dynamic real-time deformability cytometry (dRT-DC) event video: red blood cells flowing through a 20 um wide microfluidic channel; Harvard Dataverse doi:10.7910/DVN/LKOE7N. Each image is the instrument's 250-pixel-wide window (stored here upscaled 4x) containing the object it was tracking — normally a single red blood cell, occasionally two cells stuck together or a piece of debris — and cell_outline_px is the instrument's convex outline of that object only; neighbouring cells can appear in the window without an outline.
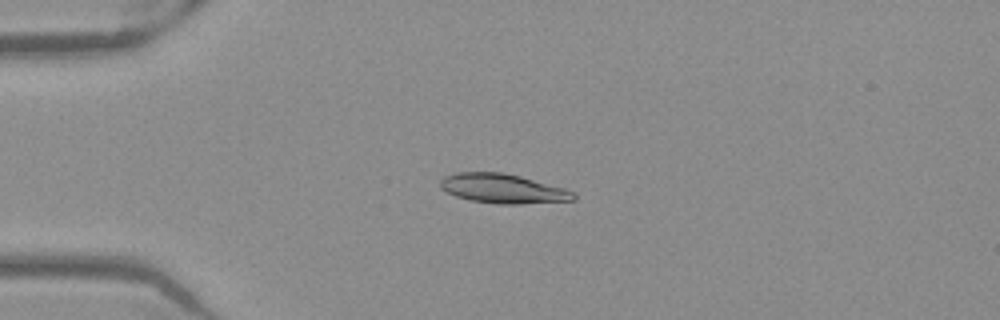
{"species": "Egyptian fruit bat (a non-hibernating species)", "species_latin": "Rousettus aegyptiacus", "temperature_condition": "warm", "stored_images_in_passage": 42, "camera_frame_rate_fps": 3000, "um_per_image_px": 0.085, "frame": {"image": 1, "passage_image": 9, "time_ms": 2.667, "image_size_px": [1000, 320], "cell_outline_px": [[576, 200], [520, 204], [496, 204], [472, 200], [456, 196], [440, 188], [440, 180], [444, 176], [456, 172], [504, 172], [520, 176], [564, 188], [576, 192]], "centroid_in_image_um": [42.76, 16.03], "position_along_channel_um": 42.2, "area_um2": 22.89}}
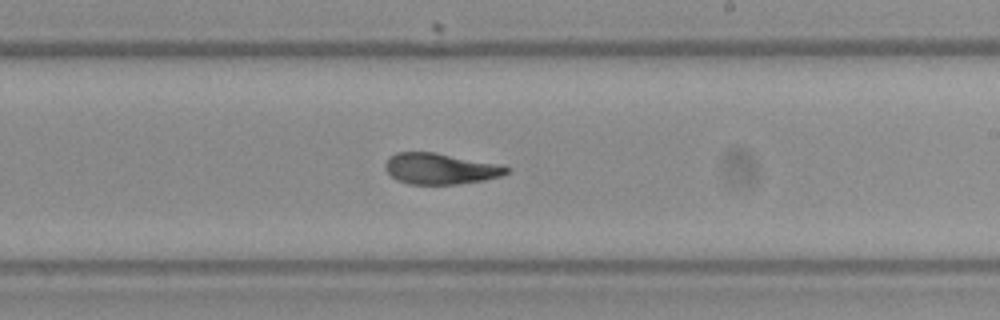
{"frame": {"image": 2, "passage_image": 27, "time_ms": 8.667, "image_size_px": [1000, 320], "cell_outline_px": [[512, 168], [508, 172], [500, 176], [484, 180], [456, 184], [408, 184], [396, 180], [384, 168], [384, 164], [388, 156], [396, 152], [436, 152], [504, 164]], "centroid_in_image_um": [37.45, 14.32], "position_along_channel_um": 251.6, "area_um2": 22.37}}
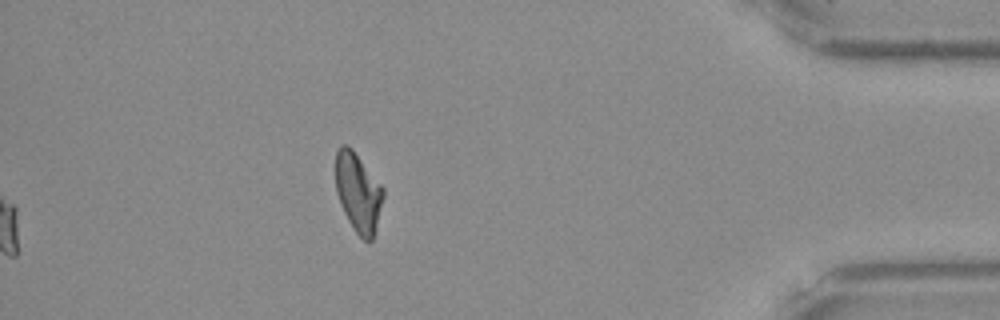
{"frame": {"image": 3, "passage_image": 42, "time_ms": 13.667, "image_size_px": [1000, 320], "cell_outline_px": [[384, 196], [372, 240], [364, 240], [352, 228], [340, 204], [336, 192], [336, 152], [344, 144], [348, 144], [352, 148], [384, 188]], "centroid_in_image_um": [30.44, 16.34], "position_along_channel_um": 404.8, "area_um2": 21.73}, "authors_computed_cell_mechanics": {"area_um2": 22.4842, "velocity_mm_per_s": 3.9477, "shape_relaxation_time_tau1_ms": 8.574, "shape_relaxation_time_tau2_ms": 2.6879, "deformation_change_tau1": 0.2218, "deformation_change_tau2": 0.0723}}